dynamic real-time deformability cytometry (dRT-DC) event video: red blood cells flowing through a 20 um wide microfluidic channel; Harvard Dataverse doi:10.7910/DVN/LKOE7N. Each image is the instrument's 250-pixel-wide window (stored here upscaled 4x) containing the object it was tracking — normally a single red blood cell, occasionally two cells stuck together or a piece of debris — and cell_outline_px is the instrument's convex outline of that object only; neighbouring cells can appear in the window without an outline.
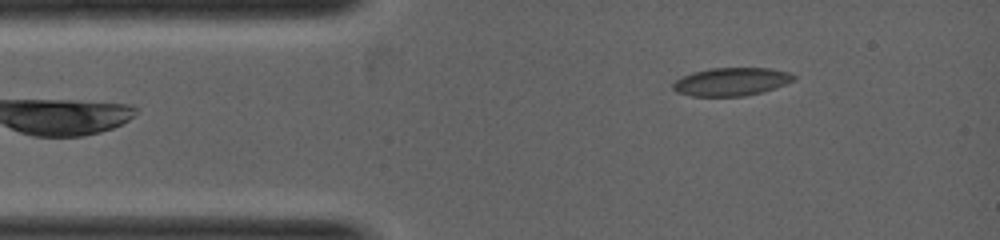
{"species": "common noctule bat (a hibernating species)", "species_latin": "Nyctalus noctula", "temperature_condition": "warm", "stored_images_in_passage": 13, "camera_frame_rate_fps": 5000, "um_per_image_px": 0.085, "animal": {"sex": "female", "body_mass_g": 19.0, "forearm_length_mm": 53.3}, "frame": {"image": 1, "passage_image": 3, "time_ms": 0.6, "image_size_px": [1000, 240], "cell_outline_px": [[796, 76], [792, 80], [776, 88], [744, 96], [692, 96], [676, 92], [672, 88], [672, 84], [676, 80], [692, 72], [712, 68], [772, 68], [788, 72]], "centroid_in_image_um": [62.14, 6.94], "position_along_channel_um": 22.9, "area_um2": 19.65}}
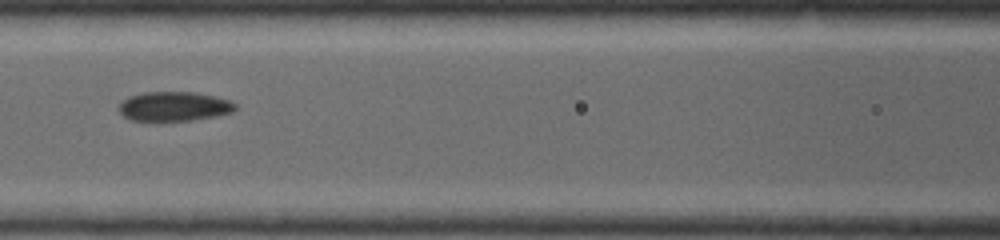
{"frame": {"image": 2, "passage_image": 9, "time_ms": 2.6, "image_size_px": [1000, 240], "cell_outline_px": [[236, 108], [232, 112], [216, 116], [192, 120], [160, 124], [148, 124], [132, 120], [124, 116], [120, 112], [120, 104], [128, 96], [144, 92], [196, 92], [232, 100], [236, 104]], "centroid_in_image_um": [14.77, 9.09], "position_along_channel_um": 151.8, "area_um2": 20.87}}
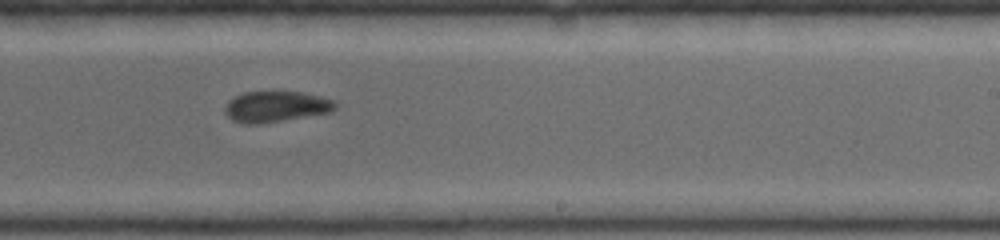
{"frame": {"image": 3, "passage_image": 13, "time_ms": 4.0, "image_size_px": [1000, 240], "cell_outline_px": [[336, 108], [332, 112], [260, 124], [244, 124], [232, 120], [224, 112], [224, 108], [228, 100], [244, 92], [304, 92], [336, 100]], "centroid_in_image_um": [23.46, 9.06], "position_along_channel_um": 265.5, "area_um2": 20.0}}